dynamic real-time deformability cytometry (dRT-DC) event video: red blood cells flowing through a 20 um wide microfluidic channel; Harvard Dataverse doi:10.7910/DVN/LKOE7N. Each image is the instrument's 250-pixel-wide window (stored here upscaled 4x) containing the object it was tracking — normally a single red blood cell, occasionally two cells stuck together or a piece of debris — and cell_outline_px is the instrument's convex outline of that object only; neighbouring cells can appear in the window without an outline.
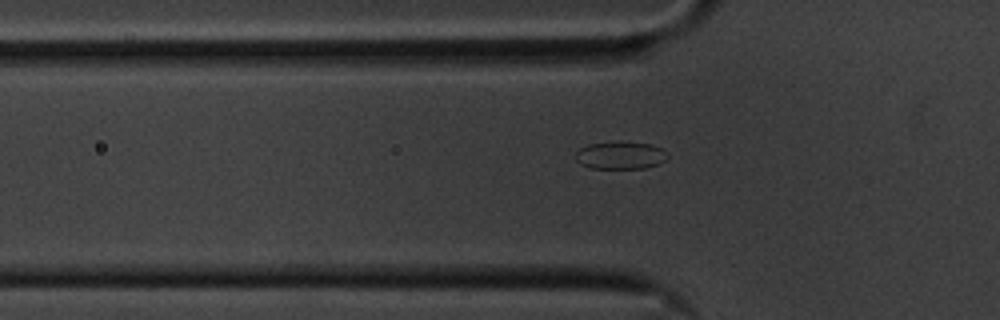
{"species": "common noctule bat (a hibernating species)", "species_latin": "Nyctalus noctula", "temperature_condition": "cold", "stored_images_in_passage": 36, "camera_frame_rate_fps": 3000, "um_per_image_px": 0.085, "animal": {"sex": "male", "body_mass_g": 20.1, "forearm_length_mm": 53.5}, "frame": {"image": 1, "passage_image": 4, "time_ms": 1.0, "image_size_px": [1000, 320], "cell_outline_px": [[668, 156], [664, 160], [656, 164], [644, 168], [588, 168], [580, 164], [576, 160], [576, 152], [580, 148], [588, 144], [652, 144], [664, 148], [668, 152]], "centroid_in_image_um": [52.74, 13.24], "position_along_channel_um": 73.1, "area_um2": 14.22}}
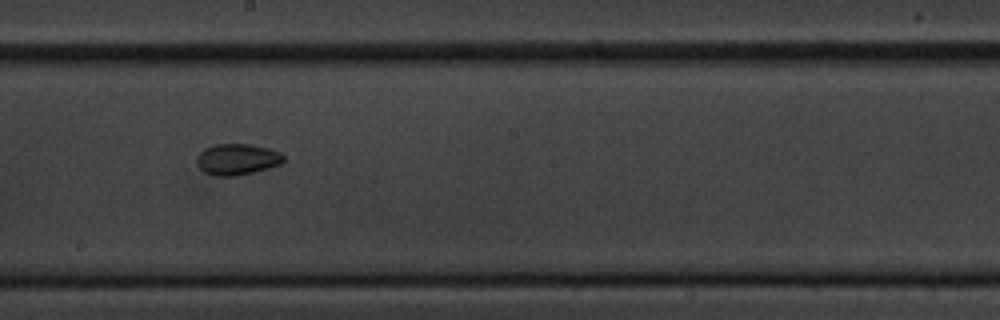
{"frame": {"image": 2, "passage_image": 17, "time_ms": 5.333, "image_size_px": [1000, 320], "cell_outline_px": [[284, 160], [280, 164], [268, 168], [236, 176], [216, 176], [204, 172], [200, 168], [196, 160], [200, 152], [204, 148], [216, 144], [248, 144], [268, 148], [280, 152], [284, 156]], "centroid_in_image_um": [20.15, 13.54], "position_along_channel_um": 228.0, "area_um2": 15.66}}
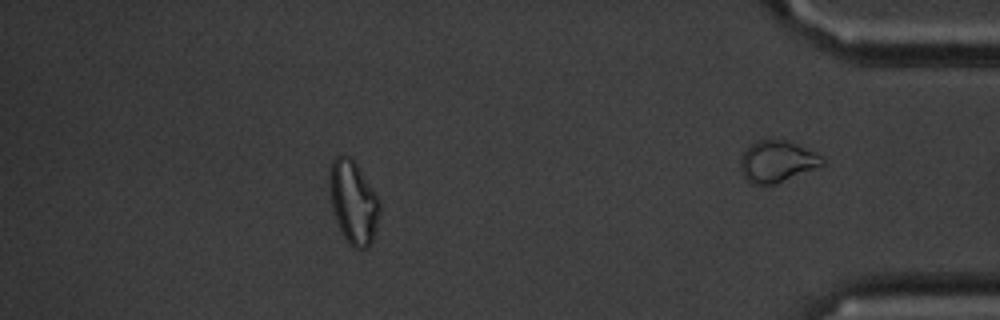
{"frame": {"image": 3, "passage_image": 29, "time_ms": 9.333, "image_size_px": [1000, 320], "cell_outline_px": [[380, 212], [372, 244], [368, 248], [360, 252], [352, 248], [348, 244], [332, 212], [328, 180], [328, 172], [332, 160], [336, 156], [348, 156], [356, 164], [380, 200]], "centroid_in_image_um": [30.02, 17.25], "position_along_channel_um": 405.2, "area_um2": 24.62}, "authors_computed_cell_mechanics": {"area_um2": 15.4326, "velocity_mm_per_s": 3.5595, "shape_relaxation_time_tau1_ms": 2.7674, "shape_relaxation_time_tau2_ms": 3.3898, "deformation_change_tau1": 0.0773, "deformation_change_tau2": 0.0541}}